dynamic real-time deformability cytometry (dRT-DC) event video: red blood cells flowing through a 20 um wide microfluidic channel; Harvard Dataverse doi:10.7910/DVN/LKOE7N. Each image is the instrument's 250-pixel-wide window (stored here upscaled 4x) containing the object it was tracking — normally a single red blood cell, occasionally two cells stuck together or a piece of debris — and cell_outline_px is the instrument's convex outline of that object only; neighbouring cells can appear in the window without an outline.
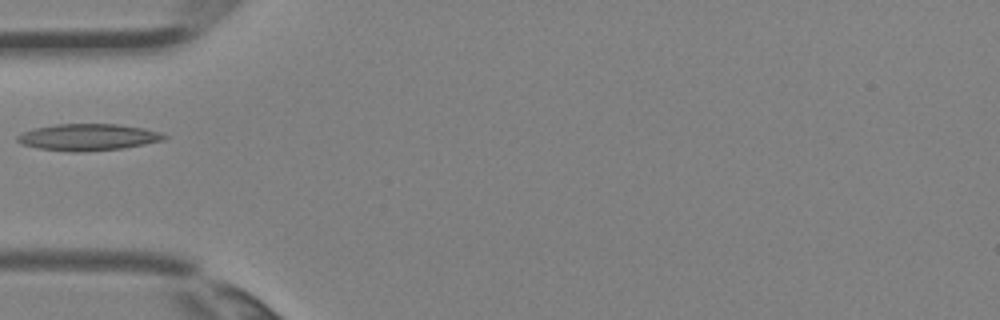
{"species": "Egyptian fruit bat (a non-hibernating species)", "species_latin": "Rousettus aegyptiacus", "temperature_condition": "room temperature", "stored_images_in_passage": 3, "camera_frame_rate_fps": 3000, "um_per_image_px": 0.085, "animal": {"sex": "female"}, "frame": {"image": 1, "passage_image": 3, "time_ms": 0.667, "image_size_px": [1000, 320], "cell_outline_px": [[168, 136], [164, 140], [124, 148], [80, 152], [72, 152], [40, 148], [24, 144], [16, 140], [16, 136], [24, 132], [36, 128], [56, 124], [120, 124], [144, 128], [160, 132]], "centroid_in_image_um": [7.53, 11.65], "position_along_channel_um": 77.5, "area_um2": 22.66}}